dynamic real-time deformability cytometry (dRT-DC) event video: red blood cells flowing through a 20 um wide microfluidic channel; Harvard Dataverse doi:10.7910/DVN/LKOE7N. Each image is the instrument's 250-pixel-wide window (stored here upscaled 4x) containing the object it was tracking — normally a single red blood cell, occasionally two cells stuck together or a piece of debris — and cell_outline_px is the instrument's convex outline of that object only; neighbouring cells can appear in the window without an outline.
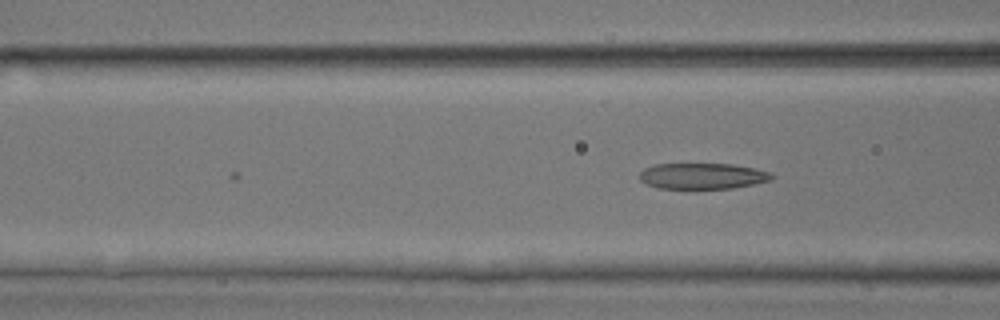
{"species": "common noctule bat (a hibernating species)", "species_latin": "Nyctalus noctula", "temperature_condition": "room temperature", "stored_images_in_passage": 8, "camera_frame_rate_fps": 3000, "um_per_image_px": 0.085, "animal": {"sex": "male", "body_mass_g": 17.9, "forearm_length_mm": 54.2}, "frame": {"image": 1, "passage_image": 8, "time_ms": 2.333, "image_size_px": [1000, 320], "cell_outline_px": [[776, 176], [772, 180], [732, 188], [656, 188], [644, 184], [640, 180], [640, 172], [644, 168], [656, 164], [732, 164], [756, 168], [772, 172]], "centroid_in_image_um": [59.73, 14.96], "position_along_channel_um": 106.9, "area_um2": 20.11}}